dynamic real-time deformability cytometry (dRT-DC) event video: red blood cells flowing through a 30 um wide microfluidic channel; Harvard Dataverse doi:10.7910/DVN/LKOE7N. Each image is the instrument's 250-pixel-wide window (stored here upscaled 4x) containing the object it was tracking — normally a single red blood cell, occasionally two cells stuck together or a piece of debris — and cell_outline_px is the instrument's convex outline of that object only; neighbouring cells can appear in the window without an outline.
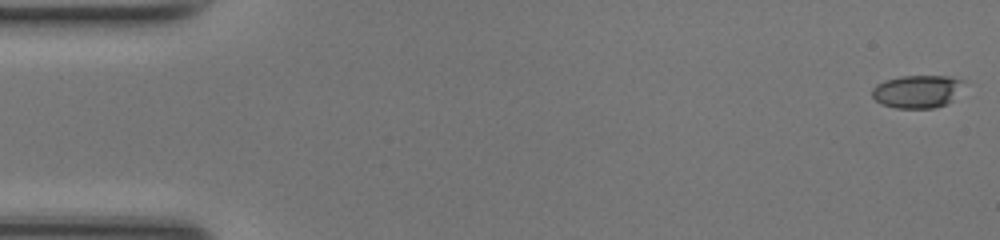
{"species": "common noctule bat (a hibernating species)", "species_latin": "Nyctalus noctula", "temperature_condition": "room temperature", "stored_images_in_passage": 45, "camera_frame_rate_fps": 3000, "um_per_image_px": 0.085, "animal": {"sex": "female", "body_mass_g": 17.0, "forearm_length_mm": 48.0}, "frame": {"image": 1, "passage_image": 1, "time_ms": 0.0, "image_size_px": [1000, 240], "cell_outline_px": [[964, 80], [952, 100], [944, 104], [932, 108], [896, 108], [884, 104], [876, 100], [872, 96], [872, 88], [876, 84], [884, 80], [900, 76], [948, 76]], "centroid_in_image_um": [77.91, 7.76], "position_along_channel_um": 7.1, "area_um2": 17.28}}
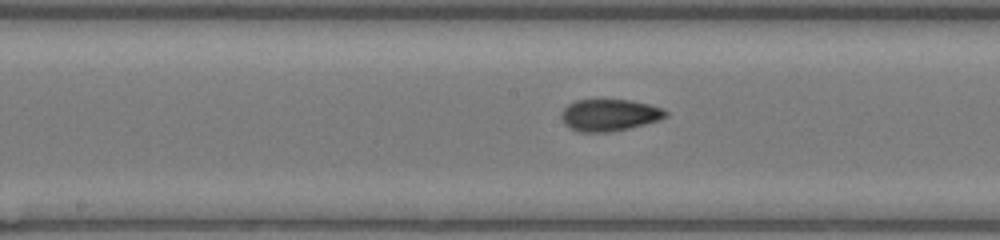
{"frame": {"image": 2, "passage_image": 25, "time_ms": 8.0, "image_size_px": [1000, 240], "cell_outline_px": [[668, 116], [660, 120], [628, 128], [608, 132], [580, 132], [564, 124], [560, 116], [560, 112], [568, 104], [576, 100], [632, 100], [664, 108], [668, 112]], "centroid_in_image_um": [51.81, 9.77], "position_along_channel_um": 196.4, "area_um2": 19.42}}
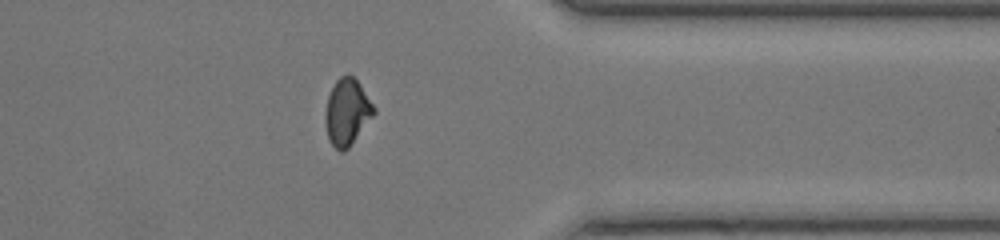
{"frame": {"image": 3, "passage_image": 39, "time_ms": 12.667, "image_size_px": [1000, 240], "cell_outline_px": [[376, 112], [348, 148], [344, 152], [340, 152], [328, 140], [324, 124], [324, 116], [328, 96], [336, 80], [340, 76], [348, 72], [360, 84], [376, 108]], "centroid_in_image_um": [29.48, 9.52], "position_along_channel_um": 381.9, "area_um2": 18.96}}